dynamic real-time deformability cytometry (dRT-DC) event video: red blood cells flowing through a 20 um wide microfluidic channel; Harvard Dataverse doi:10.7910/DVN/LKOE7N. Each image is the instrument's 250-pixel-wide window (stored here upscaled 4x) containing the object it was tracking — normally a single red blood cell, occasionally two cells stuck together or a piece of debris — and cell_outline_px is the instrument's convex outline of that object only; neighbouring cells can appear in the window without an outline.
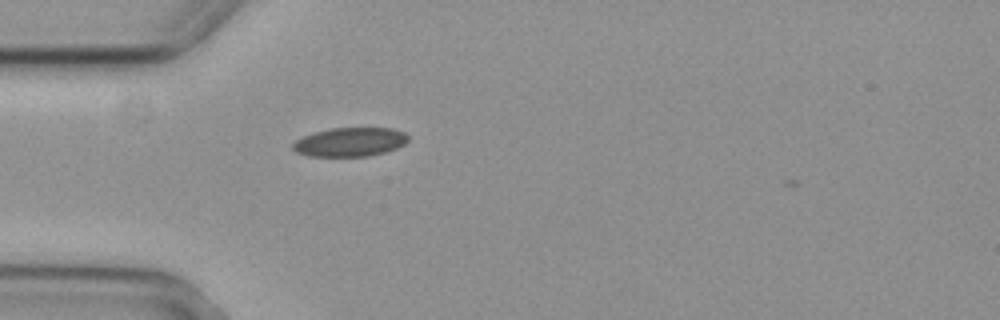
{"species": "common noctule bat (a hibernating species)", "species_latin": "Nyctalus noctula", "temperature_condition": "cold", "stored_images_in_passage": 41, "camera_frame_rate_fps": 3000, "um_per_image_px": 0.085, "animal": {"sex": "female", "body_mass_g": 29.2, "forearm_length_mm": 56.3}, "frame": {"image": 1, "passage_image": 3, "time_ms": 0.667, "image_size_px": [1000, 320], "cell_outline_px": [[408, 140], [404, 144], [396, 148], [384, 152], [368, 156], [308, 156], [296, 152], [292, 148], [292, 144], [296, 140], [304, 136], [328, 128], [392, 128], [404, 132], [408, 136]], "centroid_in_image_um": [29.74, 12.07], "position_along_channel_um": 55.3, "area_um2": 19.36}}
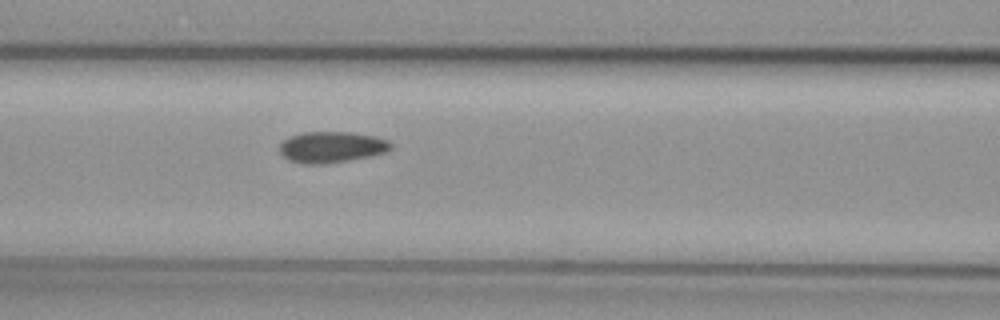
{"frame": {"image": 2, "passage_image": 10, "time_ms": 3.0, "image_size_px": [1000, 320], "cell_outline_px": [[392, 148], [384, 152], [368, 156], [348, 160], [324, 164], [304, 164], [288, 160], [280, 152], [280, 144], [288, 136], [304, 132], [352, 132], [376, 136], [388, 140], [392, 144]], "centroid_in_image_um": [28.17, 12.49], "position_along_channel_um": 138.4, "area_um2": 20.17}}
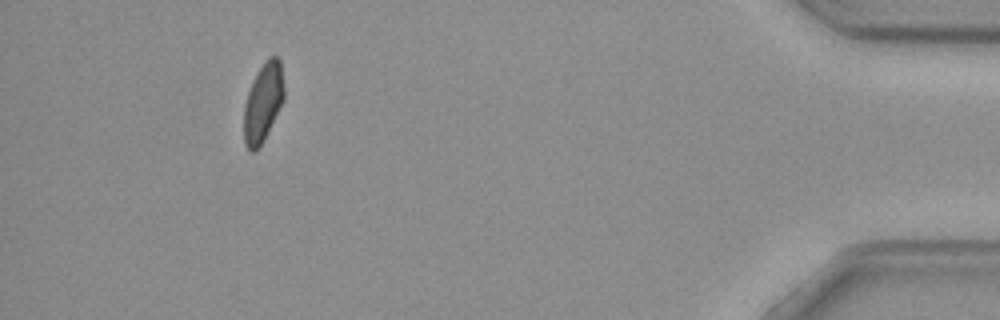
{"frame": {"image": 3, "passage_image": 37, "time_ms": 12.0, "image_size_px": [1000, 320], "cell_outline_px": [[284, 100], [264, 140], [256, 152], [248, 152], [244, 144], [244, 104], [252, 80], [264, 60], [268, 56], [276, 56], [280, 60], [284, 84]], "centroid_in_image_um": [22.35, 8.72], "position_along_channel_um": 412.8, "area_um2": 18.79}, "authors_computed_cell_mechanics": {"area_um2": 19.5942, "velocity_mm_per_s": 3.8022, "shape_relaxation_time_tau1_ms": 7.8855, "shape_relaxation_time_tau2_ms": 7.3018, "deformation_change_tau1": 0.1198, "deformation_change_tau2": 0.1125}}